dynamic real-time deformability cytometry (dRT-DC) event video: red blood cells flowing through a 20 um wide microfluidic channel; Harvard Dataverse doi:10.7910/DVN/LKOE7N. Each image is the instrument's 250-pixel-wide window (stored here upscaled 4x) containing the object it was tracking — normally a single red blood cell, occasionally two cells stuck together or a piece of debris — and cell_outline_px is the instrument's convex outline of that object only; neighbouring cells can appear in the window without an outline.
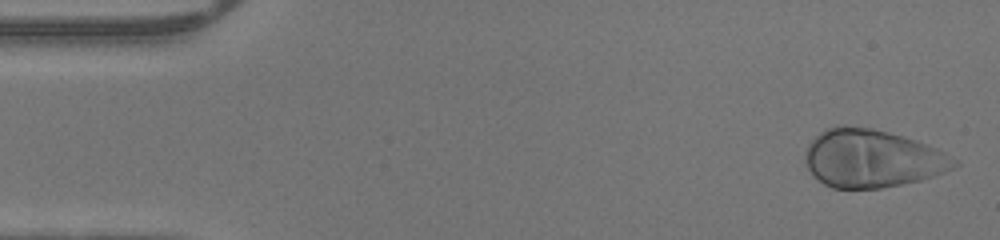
{"species": "human", "species_latin": "Homo sapiens", "temperature_condition": "warm", "stored_images_in_passage": 43, "camera_frame_rate_fps": 3000, "um_per_image_px": 0.085, "donor": {"sex": "male"}, "frame": {"image": 1, "passage_image": 1, "time_ms": 0.0, "image_size_px": [1000, 240], "cell_outline_px": [[960, 164], [944, 172], [920, 180], [880, 188], [832, 188], [824, 184], [812, 176], [804, 160], [804, 152], [808, 144], [820, 132], [836, 124], [844, 124], [872, 128], [888, 132], [916, 140], [936, 148], [944, 152], [956, 160]], "centroid_in_image_um": [74.08, 13.46], "position_along_channel_um": 10.9, "area_um2": 50.46}}
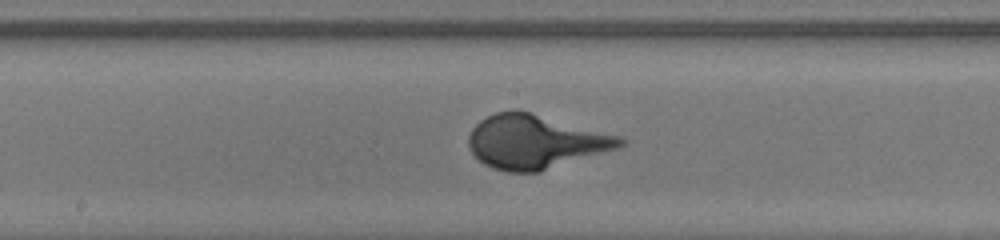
{"frame": {"image": 2, "passage_image": 23, "time_ms": 7.333, "image_size_px": [1000, 240], "cell_outline_px": [[628, 144], [620, 148], [540, 172], [508, 172], [492, 168], [484, 164], [472, 152], [468, 144], [468, 136], [472, 128], [480, 120], [496, 112], [532, 112], [620, 136], [628, 140]], "centroid_in_image_um": [45.56, 12.07], "position_along_channel_um": 202.6, "area_um2": 47.57}}
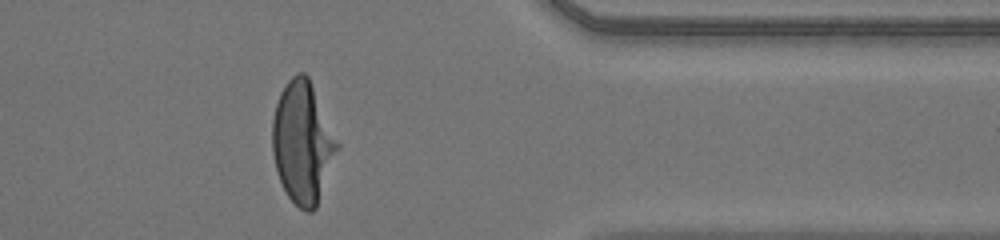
{"frame": {"image": 3, "passage_image": 37, "time_ms": 12.0, "image_size_px": [1000, 240], "cell_outline_px": [[340, 148], [316, 208], [312, 212], [308, 212], [300, 208], [288, 196], [280, 180], [276, 168], [272, 152], [272, 120], [276, 104], [280, 92], [288, 80], [296, 72], [304, 72], [308, 76], [340, 144]], "centroid_in_image_um": [25.74, 12.1], "position_along_channel_um": 385.7, "area_um2": 46.07}}